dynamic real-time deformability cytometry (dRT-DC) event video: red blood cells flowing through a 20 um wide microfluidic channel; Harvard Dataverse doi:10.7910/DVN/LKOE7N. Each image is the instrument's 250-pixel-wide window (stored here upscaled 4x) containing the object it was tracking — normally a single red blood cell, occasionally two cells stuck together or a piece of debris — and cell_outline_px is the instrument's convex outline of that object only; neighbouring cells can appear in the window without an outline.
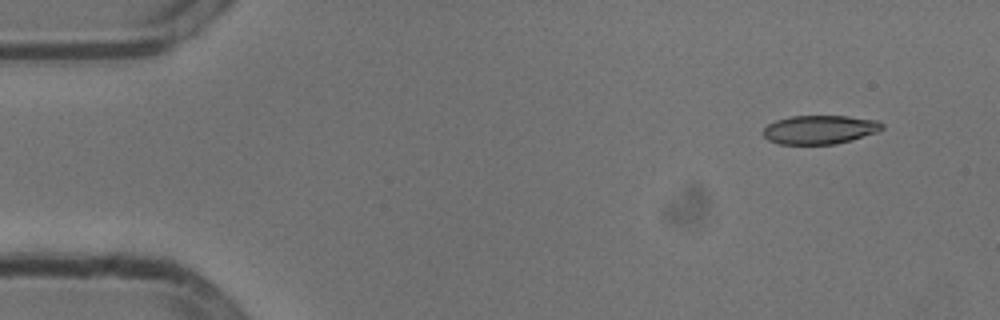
{"species": "common noctule bat (a hibernating species)", "species_latin": "Nyctalus noctula", "temperature_condition": "cold", "stored_images_in_passage": 11, "camera_frame_rate_fps": 3000, "um_per_image_px": 0.085, "animal": {"sex": "male", "body_mass_g": 13.3}, "frame": {"image": 1, "passage_image": 1, "time_ms": 0.0, "image_size_px": [1000, 320], "cell_outline_px": [[884, 128], [876, 132], [852, 140], [836, 144], [780, 144], [768, 140], [760, 132], [768, 124], [776, 120], [792, 116], [848, 116], [876, 120], [884, 124]], "centroid_in_image_um": [69.66, 11.02], "position_along_channel_um": 15.3, "area_um2": 20.0}}